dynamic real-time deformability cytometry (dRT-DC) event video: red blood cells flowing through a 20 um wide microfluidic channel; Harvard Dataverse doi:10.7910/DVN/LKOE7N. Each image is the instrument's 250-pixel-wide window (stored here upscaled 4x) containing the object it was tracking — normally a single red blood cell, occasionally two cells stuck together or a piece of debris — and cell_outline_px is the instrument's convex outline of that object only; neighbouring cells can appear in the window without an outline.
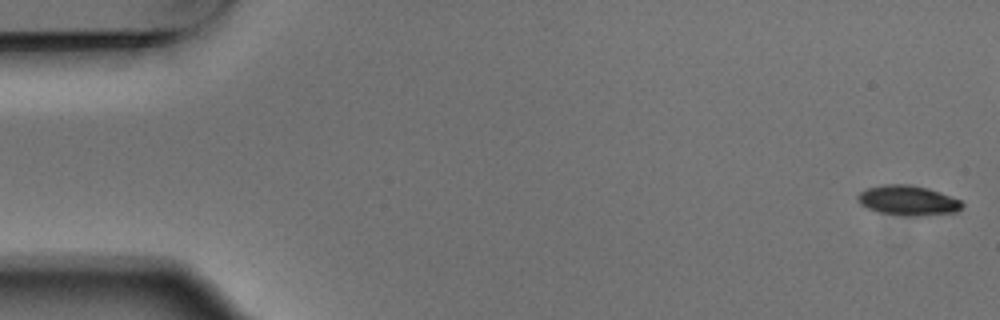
{"species": "Egyptian fruit bat (a non-hibernating species)", "species_latin": "Rousettus aegyptiacus", "temperature_condition": "warm", "stored_images_in_passage": 5, "camera_frame_rate_fps": 3000, "um_per_image_px": 0.085, "animal": {"sex": "male"}, "frame": {"image": 1, "passage_image": 1, "time_ms": 0.0, "image_size_px": [1000, 320], "cell_outline_px": [[964, 204], [956, 212], [920, 216], [904, 216], [876, 212], [860, 204], [856, 200], [856, 196], [860, 192], [868, 188], [884, 184], [908, 184], [928, 188], [940, 192], [960, 200]], "centroid_in_image_um": [77.14, 17.04], "position_along_channel_um": 7.9, "area_um2": 18.32}}